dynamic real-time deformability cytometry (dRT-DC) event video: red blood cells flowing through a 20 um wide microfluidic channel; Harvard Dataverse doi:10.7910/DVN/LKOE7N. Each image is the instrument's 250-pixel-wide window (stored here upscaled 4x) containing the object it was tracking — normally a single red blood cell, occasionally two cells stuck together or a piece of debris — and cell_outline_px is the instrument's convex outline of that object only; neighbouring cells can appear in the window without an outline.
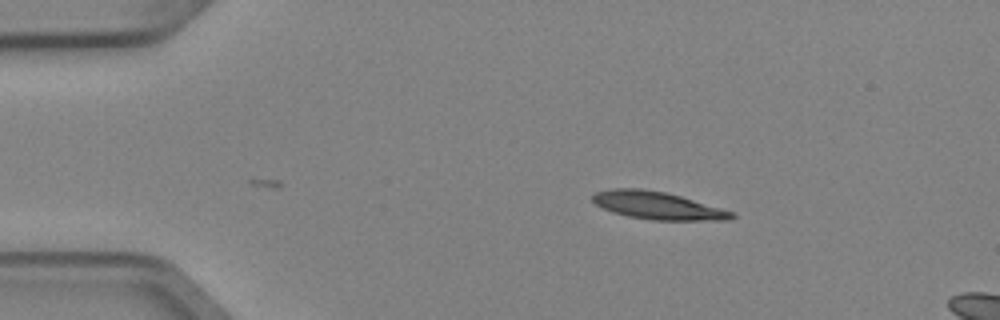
{"species": "Egyptian fruit bat (a non-hibernating species)", "species_latin": "Rousettus aegyptiacus", "temperature_condition": "cold", "stored_images_in_passage": 2, "camera_frame_rate_fps": 3000, "um_per_image_px": 0.085, "animal": {"sex": "female"}, "frame": {"image": 1, "passage_image": 2, "time_ms": 0.333, "image_size_px": [1000, 320], "cell_outline_px": [[736, 216], [732, 220], [652, 220], [628, 216], [612, 212], [596, 204], [592, 200], [592, 196], [596, 192], [612, 188], [640, 188], [664, 192], [680, 196], [720, 208], [732, 212]], "centroid_in_image_um": [55.87, 17.47], "position_along_channel_um": 29.1, "area_um2": 22.14}}